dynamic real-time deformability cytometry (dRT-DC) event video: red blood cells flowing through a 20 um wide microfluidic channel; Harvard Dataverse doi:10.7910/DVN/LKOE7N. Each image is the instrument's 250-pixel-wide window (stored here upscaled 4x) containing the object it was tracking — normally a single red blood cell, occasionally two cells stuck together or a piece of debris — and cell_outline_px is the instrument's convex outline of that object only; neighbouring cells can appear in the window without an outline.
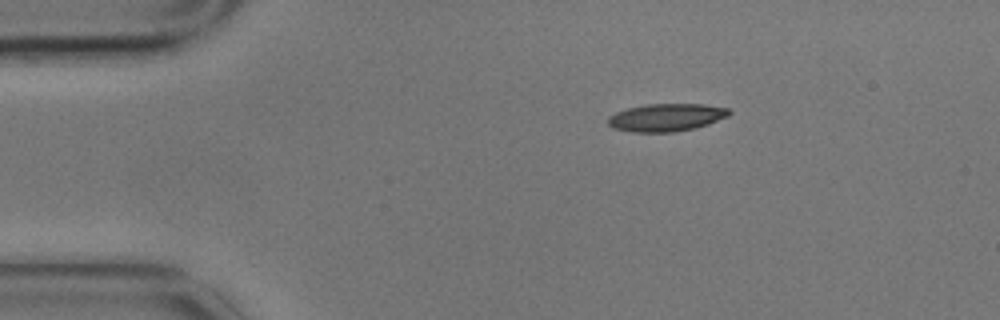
{"species": "common noctule bat (a hibernating species)", "species_latin": "Nyctalus noctula", "temperature_condition": "cold", "stored_images_in_passage": 4, "camera_frame_rate_fps": 3000, "um_per_image_px": 0.085, "animal": {"sex": "male", "body_mass_g": 17.9}, "frame": {"image": 1, "passage_image": 1, "time_ms": 0.0, "image_size_px": [1000, 320], "cell_outline_px": [[732, 112], [728, 116], [708, 124], [696, 128], [672, 132], [632, 132], [612, 128], [608, 124], [608, 116], [616, 112], [628, 108], [644, 104], [704, 104], [728, 108]], "centroid_in_image_um": [56.63, 9.98], "position_along_channel_um": 28.4, "area_um2": 19.65}}
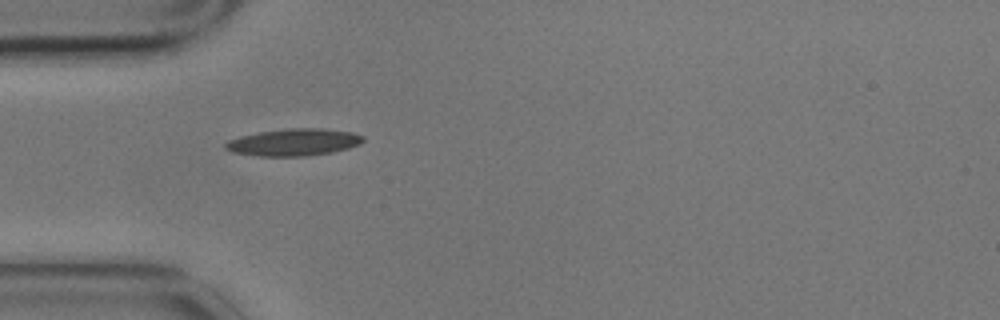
{"frame": {"image": 2, "passage_image": 3, "time_ms": 0.667, "image_size_px": [1000, 320], "cell_outline_px": [[364, 140], [360, 144], [348, 148], [332, 152], [304, 156], [260, 156], [232, 152], [224, 148], [224, 144], [228, 140], [240, 136], [256, 132], [288, 128], [320, 128], [352, 132], [364, 136]], "centroid_in_image_um": [24.95, 12.08], "position_along_channel_um": 60.0, "area_um2": 21.79}}